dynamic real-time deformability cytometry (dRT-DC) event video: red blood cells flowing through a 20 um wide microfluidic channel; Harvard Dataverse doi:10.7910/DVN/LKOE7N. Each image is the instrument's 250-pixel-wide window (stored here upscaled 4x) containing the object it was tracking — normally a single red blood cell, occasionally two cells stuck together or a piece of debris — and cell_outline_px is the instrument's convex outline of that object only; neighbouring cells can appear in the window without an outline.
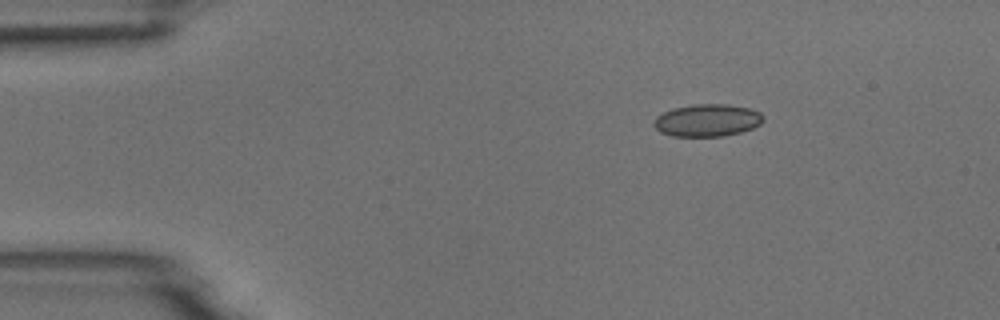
{"species": "common noctule bat (a hibernating species)", "species_latin": "Nyctalus noctula", "temperature_condition": "room temperature", "stored_images_in_passage": 2, "camera_frame_rate_fps": 3000, "um_per_image_px": 0.085, "animal": {"sex": "male", "body_mass_g": 18.8}, "frame": {"image": 1, "passage_image": 1, "time_ms": 0.0, "image_size_px": [1000, 320], "cell_outline_px": [[764, 120], [760, 124], [752, 128], [740, 132], [724, 136], [672, 136], [660, 132], [652, 124], [652, 120], [656, 116], [672, 108], [692, 104], [728, 104], [752, 108], [760, 112], [764, 116]], "centroid_in_image_um": [60.11, 10.21], "position_along_channel_um": 24.9, "area_um2": 20.92}}